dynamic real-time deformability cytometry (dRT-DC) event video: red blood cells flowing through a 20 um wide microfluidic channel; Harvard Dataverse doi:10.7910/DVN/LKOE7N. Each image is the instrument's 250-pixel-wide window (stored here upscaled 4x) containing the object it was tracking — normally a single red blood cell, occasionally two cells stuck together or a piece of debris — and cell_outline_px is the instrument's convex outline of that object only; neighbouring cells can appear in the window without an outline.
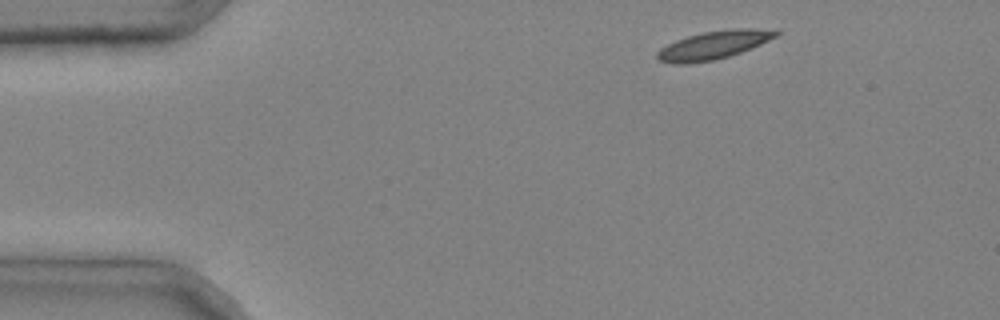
{"species": "common noctule bat (a hibernating species)", "species_latin": "Nyctalus noctula", "temperature_condition": "cold", "stored_images_in_passage": 3, "camera_frame_rate_fps": 3000, "um_per_image_px": 0.085, "animal": {"sex": "male", "body_mass_g": 20.4}, "frame": {"image": 1, "passage_image": 1, "time_ms": 0.0, "image_size_px": [1000, 320], "cell_outline_px": [[780, 32], [776, 36], [760, 44], [740, 52], [728, 56], [712, 60], [688, 64], [676, 64], [656, 60], [656, 52], [660, 48], [676, 40], [688, 36], [704, 32], [732, 28], [756, 28]], "centroid_in_image_um": [60.59, 3.83], "position_along_channel_um": 24.4, "area_um2": 19.31}}
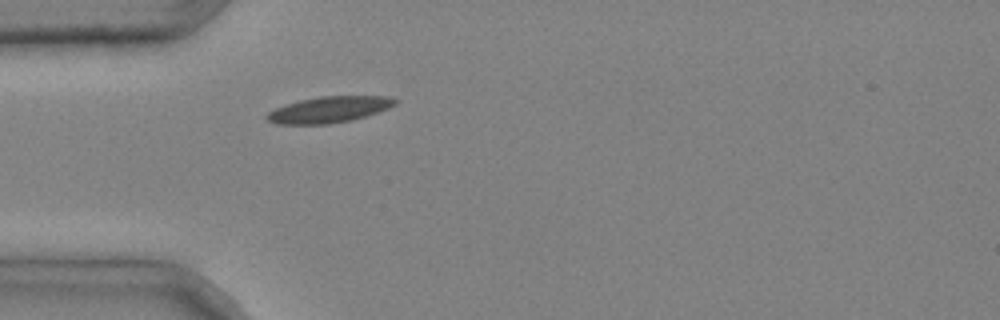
{"frame": {"image": 2, "passage_image": 3, "time_ms": 0.667, "image_size_px": [1000, 320], "cell_outline_px": [[400, 100], [396, 104], [388, 108], [352, 120], [328, 124], [276, 124], [268, 120], [264, 116], [268, 112], [276, 108], [300, 100], [320, 96], [392, 96]], "centroid_in_image_um": [27.99, 9.31], "position_along_channel_um": 57.0, "area_um2": 19.48}}